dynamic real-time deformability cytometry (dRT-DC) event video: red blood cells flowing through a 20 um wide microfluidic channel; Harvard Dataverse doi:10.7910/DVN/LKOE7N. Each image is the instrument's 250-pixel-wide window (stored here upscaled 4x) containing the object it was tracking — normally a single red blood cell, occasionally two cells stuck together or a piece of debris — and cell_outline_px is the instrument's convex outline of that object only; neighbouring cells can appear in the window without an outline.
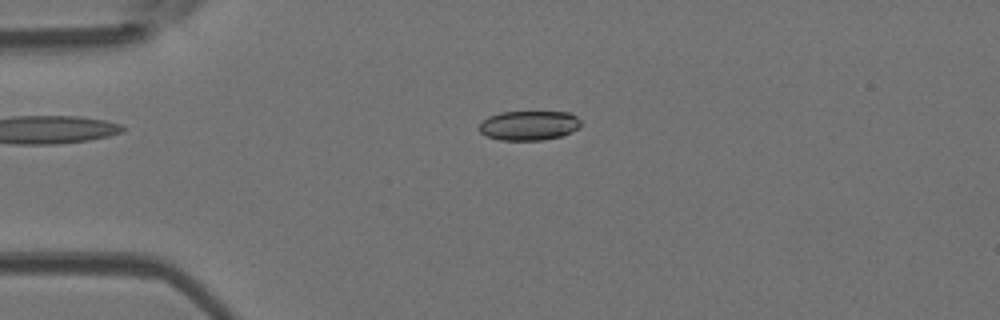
{"species": "Egyptian fruit bat (a non-hibernating species)", "species_latin": "Rousettus aegyptiacus", "temperature_condition": "room temperature", "stored_images_in_passage": 52, "camera_frame_rate_fps": 3000, "um_per_image_px": 0.085, "animal": {"sex": "female"}, "frame": {"image": 1, "passage_image": 13, "time_ms": 4.0, "image_size_px": [1000, 320], "cell_outline_px": [[580, 124], [576, 128], [560, 136], [544, 140], [500, 140], [488, 136], [480, 132], [480, 124], [488, 116], [500, 112], [568, 112], [576, 116], [580, 120]], "centroid_in_image_um": [44.93, 10.66], "position_along_channel_um": 40.1, "area_um2": 17.22}}
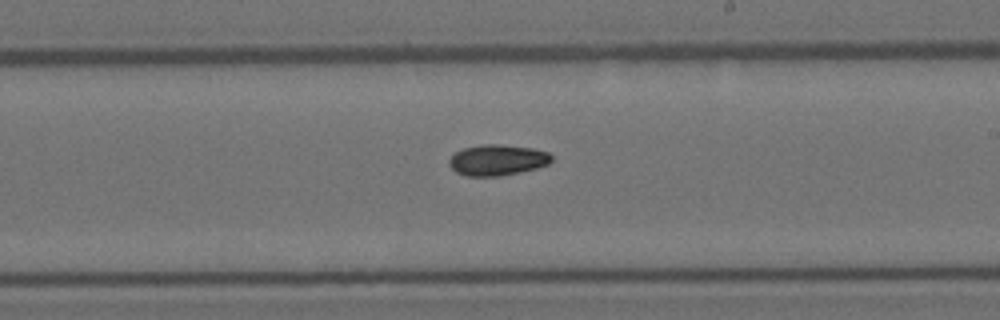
{"frame": {"image": 2, "passage_image": 31, "time_ms": 10.0, "image_size_px": [1000, 320], "cell_outline_px": [[552, 160], [548, 164], [536, 168], [500, 176], [464, 176], [456, 172], [448, 164], [448, 160], [456, 152], [464, 148], [484, 144], [500, 144], [532, 148], [548, 152], [552, 156]], "centroid_in_image_um": [42.26, 13.6], "position_along_channel_um": 246.7, "area_um2": 18.38}}
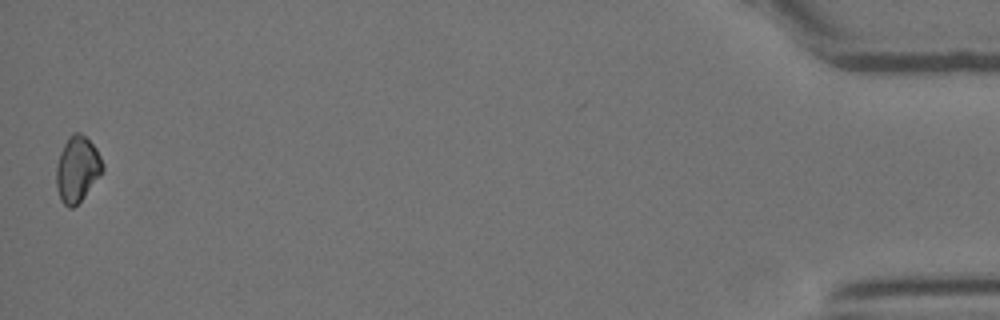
{"frame": {"image": 3, "passage_image": 52, "time_ms": 17.0, "image_size_px": [1000, 320], "cell_outline_px": [[104, 168], [84, 196], [72, 208], [68, 208], [60, 200], [56, 188], [56, 164], [60, 152], [68, 136], [72, 132], [80, 132], [96, 148], [104, 164]], "centroid_in_image_um": [6.53, 14.36], "position_along_channel_um": 428.7, "area_um2": 17.63}}